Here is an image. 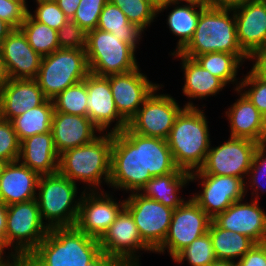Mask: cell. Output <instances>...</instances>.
<instances>
[{
	"label": "cell",
	"mask_w": 266,
	"mask_h": 266,
	"mask_svg": "<svg viewBox=\"0 0 266 266\" xmlns=\"http://www.w3.org/2000/svg\"><path fill=\"white\" fill-rule=\"evenodd\" d=\"M39 177L19 160L9 162L0 176V200L8 206L36 199Z\"/></svg>",
	"instance_id": "obj_25"
},
{
	"label": "cell",
	"mask_w": 266,
	"mask_h": 266,
	"mask_svg": "<svg viewBox=\"0 0 266 266\" xmlns=\"http://www.w3.org/2000/svg\"><path fill=\"white\" fill-rule=\"evenodd\" d=\"M97 132L99 135H96ZM51 133L60 155L68 149L91 143L102 131L88 117L54 112Z\"/></svg>",
	"instance_id": "obj_22"
},
{
	"label": "cell",
	"mask_w": 266,
	"mask_h": 266,
	"mask_svg": "<svg viewBox=\"0 0 266 266\" xmlns=\"http://www.w3.org/2000/svg\"><path fill=\"white\" fill-rule=\"evenodd\" d=\"M10 79L5 61L0 52V88Z\"/></svg>",
	"instance_id": "obj_52"
},
{
	"label": "cell",
	"mask_w": 266,
	"mask_h": 266,
	"mask_svg": "<svg viewBox=\"0 0 266 266\" xmlns=\"http://www.w3.org/2000/svg\"><path fill=\"white\" fill-rule=\"evenodd\" d=\"M142 240L155 252L164 242L174 209L164 206L140 192H132L125 199Z\"/></svg>",
	"instance_id": "obj_11"
},
{
	"label": "cell",
	"mask_w": 266,
	"mask_h": 266,
	"mask_svg": "<svg viewBox=\"0 0 266 266\" xmlns=\"http://www.w3.org/2000/svg\"><path fill=\"white\" fill-rule=\"evenodd\" d=\"M36 3V10L33 11L35 14L28 9L36 21L56 30L67 22L68 18L55 1H36Z\"/></svg>",
	"instance_id": "obj_43"
},
{
	"label": "cell",
	"mask_w": 266,
	"mask_h": 266,
	"mask_svg": "<svg viewBox=\"0 0 266 266\" xmlns=\"http://www.w3.org/2000/svg\"><path fill=\"white\" fill-rule=\"evenodd\" d=\"M209 266H237V261L216 259Z\"/></svg>",
	"instance_id": "obj_54"
},
{
	"label": "cell",
	"mask_w": 266,
	"mask_h": 266,
	"mask_svg": "<svg viewBox=\"0 0 266 266\" xmlns=\"http://www.w3.org/2000/svg\"><path fill=\"white\" fill-rule=\"evenodd\" d=\"M162 84L146 99L138 112L129 120L127 128L147 137L167 139L176 117L185 107H197L193 102L179 106L170 94H158Z\"/></svg>",
	"instance_id": "obj_10"
},
{
	"label": "cell",
	"mask_w": 266,
	"mask_h": 266,
	"mask_svg": "<svg viewBox=\"0 0 266 266\" xmlns=\"http://www.w3.org/2000/svg\"><path fill=\"white\" fill-rule=\"evenodd\" d=\"M234 202L224 212L212 220L221 228L250 238L255 244L266 242V213L260 207L259 200Z\"/></svg>",
	"instance_id": "obj_19"
},
{
	"label": "cell",
	"mask_w": 266,
	"mask_h": 266,
	"mask_svg": "<svg viewBox=\"0 0 266 266\" xmlns=\"http://www.w3.org/2000/svg\"><path fill=\"white\" fill-rule=\"evenodd\" d=\"M212 52L246 54L237 40L234 10L204 6L192 39L179 53L194 59Z\"/></svg>",
	"instance_id": "obj_4"
},
{
	"label": "cell",
	"mask_w": 266,
	"mask_h": 266,
	"mask_svg": "<svg viewBox=\"0 0 266 266\" xmlns=\"http://www.w3.org/2000/svg\"><path fill=\"white\" fill-rule=\"evenodd\" d=\"M49 230L36 199L7 206L5 249L11 247L10 254L29 255Z\"/></svg>",
	"instance_id": "obj_9"
},
{
	"label": "cell",
	"mask_w": 266,
	"mask_h": 266,
	"mask_svg": "<svg viewBox=\"0 0 266 266\" xmlns=\"http://www.w3.org/2000/svg\"><path fill=\"white\" fill-rule=\"evenodd\" d=\"M204 69L208 70L212 75L221 79L226 85L235 84L234 91L239 89L240 82L236 78L238 69L245 60L248 59L247 54H229L225 52H212L198 55L194 58Z\"/></svg>",
	"instance_id": "obj_32"
},
{
	"label": "cell",
	"mask_w": 266,
	"mask_h": 266,
	"mask_svg": "<svg viewBox=\"0 0 266 266\" xmlns=\"http://www.w3.org/2000/svg\"><path fill=\"white\" fill-rule=\"evenodd\" d=\"M27 6V0H0V19L18 29L28 12Z\"/></svg>",
	"instance_id": "obj_45"
},
{
	"label": "cell",
	"mask_w": 266,
	"mask_h": 266,
	"mask_svg": "<svg viewBox=\"0 0 266 266\" xmlns=\"http://www.w3.org/2000/svg\"><path fill=\"white\" fill-rule=\"evenodd\" d=\"M4 251H6V250L3 248L2 244L0 243V260L4 259V257H6L4 254L6 252H4Z\"/></svg>",
	"instance_id": "obj_58"
},
{
	"label": "cell",
	"mask_w": 266,
	"mask_h": 266,
	"mask_svg": "<svg viewBox=\"0 0 266 266\" xmlns=\"http://www.w3.org/2000/svg\"><path fill=\"white\" fill-rule=\"evenodd\" d=\"M99 240L73 227H54L29 254L40 266H87L100 253Z\"/></svg>",
	"instance_id": "obj_3"
},
{
	"label": "cell",
	"mask_w": 266,
	"mask_h": 266,
	"mask_svg": "<svg viewBox=\"0 0 266 266\" xmlns=\"http://www.w3.org/2000/svg\"><path fill=\"white\" fill-rule=\"evenodd\" d=\"M208 233L217 259L238 261L255 244L245 235L219 227L213 220Z\"/></svg>",
	"instance_id": "obj_31"
},
{
	"label": "cell",
	"mask_w": 266,
	"mask_h": 266,
	"mask_svg": "<svg viewBox=\"0 0 266 266\" xmlns=\"http://www.w3.org/2000/svg\"><path fill=\"white\" fill-rule=\"evenodd\" d=\"M142 160L144 186L152 177L167 175L177 169L169 145L162 138L142 136Z\"/></svg>",
	"instance_id": "obj_30"
},
{
	"label": "cell",
	"mask_w": 266,
	"mask_h": 266,
	"mask_svg": "<svg viewBox=\"0 0 266 266\" xmlns=\"http://www.w3.org/2000/svg\"><path fill=\"white\" fill-rule=\"evenodd\" d=\"M20 143L12 122L0 118V159L17 161L20 156Z\"/></svg>",
	"instance_id": "obj_42"
},
{
	"label": "cell",
	"mask_w": 266,
	"mask_h": 266,
	"mask_svg": "<svg viewBox=\"0 0 266 266\" xmlns=\"http://www.w3.org/2000/svg\"><path fill=\"white\" fill-rule=\"evenodd\" d=\"M14 30V28L0 19V44L7 38V36Z\"/></svg>",
	"instance_id": "obj_53"
},
{
	"label": "cell",
	"mask_w": 266,
	"mask_h": 266,
	"mask_svg": "<svg viewBox=\"0 0 266 266\" xmlns=\"http://www.w3.org/2000/svg\"><path fill=\"white\" fill-rule=\"evenodd\" d=\"M87 266H124L118 259L101 252L94 260Z\"/></svg>",
	"instance_id": "obj_50"
},
{
	"label": "cell",
	"mask_w": 266,
	"mask_h": 266,
	"mask_svg": "<svg viewBox=\"0 0 266 266\" xmlns=\"http://www.w3.org/2000/svg\"><path fill=\"white\" fill-rule=\"evenodd\" d=\"M20 29L26 36L29 45L42 57L60 49L57 30L36 21L27 12Z\"/></svg>",
	"instance_id": "obj_35"
},
{
	"label": "cell",
	"mask_w": 266,
	"mask_h": 266,
	"mask_svg": "<svg viewBox=\"0 0 266 266\" xmlns=\"http://www.w3.org/2000/svg\"><path fill=\"white\" fill-rule=\"evenodd\" d=\"M46 99L35 79H9L0 88V118L12 121Z\"/></svg>",
	"instance_id": "obj_21"
},
{
	"label": "cell",
	"mask_w": 266,
	"mask_h": 266,
	"mask_svg": "<svg viewBox=\"0 0 266 266\" xmlns=\"http://www.w3.org/2000/svg\"><path fill=\"white\" fill-rule=\"evenodd\" d=\"M99 244L102 252L118 259L124 266H141L139 251L154 253L142 240L133 217L125 207L99 239Z\"/></svg>",
	"instance_id": "obj_14"
},
{
	"label": "cell",
	"mask_w": 266,
	"mask_h": 266,
	"mask_svg": "<svg viewBox=\"0 0 266 266\" xmlns=\"http://www.w3.org/2000/svg\"><path fill=\"white\" fill-rule=\"evenodd\" d=\"M254 0H202L206 7L235 10Z\"/></svg>",
	"instance_id": "obj_48"
},
{
	"label": "cell",
	"mask_w": 266,
	"mask_h": 266,
	"mask_svg": "<svg viewBox=\"0 0 266 266\" xmlns=\"http://www.w3.org/2000/svg\"><path fill=\"white\" fill-rule=\"evenodd\" d=\"M182 2H186L184 3L185 5ZM173 5L174 7L172 11L168 13L169 15H167L166 21L173 35L179 37L176 50L171 52L176 53L180 52L192 39L198 24L201 9L205 5L199 0H185L160 7L157 9V15Z\"/></svg>",
	"instance_id": "obj_28"
},
{
	"label": "cell",
	"mask_w": 266,
	"mask_h": 266,
	"mask_svg": "<svg viewBox=\"0 0 266 266\" xmlns=\"http://www.w3.org/2000/svg\"><path fill=\"white\" fill-rule=\"evenodd\" d=\"M59 47L61 49H85L87 32L73 20L67 22L57 30Z\"/></svg>",
	"instance_id": "obj_44"
},
{
	"label": "cell",
	"mask_w": 266,
	"mask_h": 266,
	"mask_svg": "<svg viewBox=\"0 0 266 266\" xmlns=\"http://www.w3.org/2000/svg\"><path fill=\"white\" fill-rule=\"evenodd\" d=\"M248 60L253 61L250 71L258 78L266 80V45L254 50Z\"/></svg>",
	"instance_id": "obj_47"
},
{
	"label": "cell",
	"mask_w": 266,
	"mask_h": 266,
	"mask_svg": "<svg viewBox=\"0 0 266 266\" xmlns=\"http://www.w3.org/2000/svg\"><path fill=\"white\" fill-rule=\"evenodd\" d=\"M112 145L113 133L108 132L101 133L89 144L62 152L58 173L74 183L87 184L84 191H102L103 181L109 186Z\"/></svg>",
	"instance_id": "obj_1"
},
{
	"label": "cell",
	"mask_w": 266,
	"mask_h": 266,
	"mask_svg": "<svg viewBox=\"0 0 266 266\" xmlns=\"http://www.w3.org/2000/svg\"><path fill=\"white\" fill-rule=\"evenodd\" d=\"M77 189V183L59 173L40 175L36 200L41 219L46 221L49 229L75 226L81 195L84 192L82 191L78 198Z\"/></svg>",
	"instance_id": "obj_5"
},
{
	"label": "cell",
	"mask_w": 266,
	"mask_h": 266,
	"mask_svg": "<svg viewBox=\"0 0 266 266\" xmlns=\"http://www.w3.org/2000/svg\"><path fill=\"white\" fill-rule=\"evenodd\" d=\"M140 192L144 187L142 135L127 127L113 133L109 188Z\"/></svg>",
	"instance_id": "obj_8"
},
{
	"label": "cell",
	"mask_w": 266,
	"mask_h": 266,
	"mask_svg": "<svg viewBox=\"0 0 266 266\" xmlns=\"http://www.w3.org/2000/svg\"><path fill=\"white\" fill-rule=\"evenodd\" d=\"M216 259L212 240L207 232L183 249L173 261L177 264L187 261L190 266H209Z\"/></svg>",
	"instance_id": "obj_38"
},
{
	"label": "cell",
	"mask_w": 266,
	"mask_h": 266,
	"mask_svg": "<svg viewBox=\"0 0 266 266\" xmlns=\"http://www.w3.org/2000/svg\"><path fill=\"white\" fill-rule=\"evenodd\" d=\"M24 266H40L30 255L23 257Z\"/></svg>",
	"instance_id": "obj_56"
},
{
	"label": "cell",
	"mask_w": 266,
	"mask_h": 266,
	"mask_svg": "<svg viewBox=\"0 0 266 266\" xmlns=\"http://www.w3.org/2000/svg\"><path fill=\"white\" fill-rule=\"evenodd\" d=\"M189 182H191L190 173L177 168L170 174L152 177L140 193L164 206L176 209L186 201L178 195Z\"/></svg>",
	"instance_id": "obj_29"
},
{
	"label": "cell",
	"mask_w": 266,
	"mask_h": 266,
	"mask_svg": "<svg viewBox=\"0 0 266 266\" xmlns=\"http://www.w3.org/2000/svg\"><path fill=\"white\" fill-rule=\"evenodd\" d=\"M108 0H81L73 21L87 33L97 28L99 16Z\"/></svg>",
	"instance_id": "obj_40"
},
{
	"label": "cell",
	"mask_w": 266,
	"mask_h": 266,
	"mask_svg": "<svg viewBox=\"0 0 266 266\" xmlns=\"http://www.w3.org/2000/svg\"><path fill=\"white\" fill-rule=\"evenodd\" d=\"M239 89L249 98L259 112L266 116V80L256 77L249 71L247 75L241 79Z\"/></svg>",
	"instance_id": "obj_41"
},
{
	"label": "cell",
	"mask_w": 266,
	"mask_h": 266,
	"mask_svg": "<svg viewBox=\"0 0 266 266\" xmlns=\"http://www.w3.org/2000/svg\"><path fill=\"white\" fill-rule=\"evenodd\" d=\"M87 97L88 93L84 81L67 87L52 99L54 112L87 117Z\"/></svg>",
	"instance_id": "obj_36"
},
{
	"label": "cell",
	"mask_w": 266,
	"mask_h": 266,
	"mask_svg": "<svg viewBox=\"0 0 266 266\" xmlns=\"http://www.w3.org/2000/svg\"><path fill=\"white\" fill-rule=\"evenodd\" d=\"M178 208L174 209L168 234L155 253L165 254L174 259L195 239L206 234L212 219L189 196Z\"/></svg>",
	"instance_id": "obj_12"
},
{
	"label": "cell",
	"mask_w": 266,
	"mask_h": 266,
	"mask_svg": "<svg viewBox=\"0 0 266 266\" xmlns=\"http://www.w3.org/2000/svg\"><path fill=\"white\" fill-rule=\"evenodd\" d=\"M247 178L246 180H248L247 182H249V185L245 182V194H247L248 191L247 187L252 188V199L254 200L255 198V200L258 201V190H261V194L266 191V143L258 144L256 147Z\"/></svg>",
	"instance_id": "obj_39"
},
{
	"label": "cell",
	"mask_w": 266,
	"mask_h": 266,
	"mask_svg": "<svg viewBox=\"0 0 266 266\" xmlns=\"http://www.w3.org/2000/svg\"><path fill=\"white\" fill-rule=\"evenodd\" d=\"M97 29L111 32L120 40L131 44L137 49L143 31L135 24L128 21L125 14L118 6L108 1L100 13Z\"/></svg>",
	"instance_id": "obj_33"
},
{
	"label": "cell",
	"mask_w": 266,
	"mask_h": 266,
	"mask_svg": "<svg viewBox=\"0 0 266 266\" xmlns=\"http://www.w3.org/2000/svg\"><path fill=\"white\" fill-rule=\"evenodd\" d=\"M108 80L116 108L127 122L160 86L150 81L139 67L128 73L110 75Z\"/></svg>",
	"instance_id": "obj_18"
},
{
	"label": "cell",
	"mask_w": 266,
	"mask_h": 266,
	"mask_svg": "<svg viewBox=\"0 0 266 266\" xmlns=\"http://www.w3.org/2000/svg\"><path fill=\"white\" fill-rule=\"evenodd\" d=\"M54 104L51 99H46L41 105L34 107L11 122L19 141L33 136L51 132Z\"/></svg>",
	"instance_id": "obj_34"
},
{
	"label": "cell",
	"mask_w": 266,
	"mask_h": 266,
	"mask_svg": "<svg viewBox=\"0 0 266 266\" xmlns=\"http://www.w3.org/2000/svg\"><path fill=\"white\" fill-rule=\"evenodd\" d=\"M8 163L9 162L6 161L5 159H0V176L3 174V171Z\"/></svg>",
	"instance_id": "obj_57"
},
{
	"label": "cell",
	"mask_w": 266,
	"mask_h": 266,
	"mask_svg": "<svg viewBox=\"0 0 266 266\" xmlns=\"http://www.w3.org/2000/svg\"><path fill=\"white\" fill-rule=\"evenodd\" d=\"M85 52L90 72L99 76L124 74L139 67L131 44L97 28L87 33Z\"/></svg>",
	"instance_id": "obj_7"
},
{
	"label": "cell",
	"mask_w": 266,
	"mask_h": 266,
	"mask_svg": "<svg viewBox=\"0 0 266 266\" xmlns=\"http://www.w3.org/2000/svg\"><path fill=\"white\" fill-rule=\"evenodd\" d=\"M118 6L125 14L128 21L135 24L143 32L154 22L157 16V9L151 0H108Z\"/></svg>",
	"instance_id": "obj_37"
},
{
	"label": "cell",
	"mask_w": 266,
	"mask_h": 266,
	"mask_svg": "<svg viewBox=\"0 0 266 266\" xmlns=\"http://www.w3.org/2000/svg\"><path fill=\"white\" fill-rule=\"evenodd\" d=\"M35 1H55V0H35Z\"/></svg>",
	"instance_id": "obj_59"
},
{
	"label": "cell",
	"mask_w": 266,
	"mask_h": 266,
	"mask_svg": "<svg viewBox=\"0 0 266 266\" xmlns=\"http://www.w3.org/2000/svg\"><path fill=\"white\" fill-rule=\"evenodd\" d=\"M181 1H185V0H151V3L156 9H159L160 7L164 5L174 4L177 2H181Z\"/></svg>",
	"instance_id": "obj_55"
},
{
	"label": "cell",
	"mask_w": 266,
	"mask_h": 266,
	"mask_svg": "<svg viewBox=\"0 0 266 266\" xmlns=\"http://www.w3.org/2000/svg\"><path fill=\"white\" fill-rule=\"evenodd\" d=\"M90 73L85 49H57L43 56L35 78L47 99L55 98Z\"/></svg>",
	"instance_id": "obj_6"
},
{
	"label": "cell",
	"mask_w": 266,
	"mask_h": 266,
	"mask_svg": "<svg viewBox=\"0 0 266 266\" xmlns=\"http://www.w3.org/2000/svg\"><path fill=\"white\" fill-rule=\"evenodd\" d=\"M124 207L125 199L117 202L110 192L84 191L75 227L99 240Z\"/></svg>",
	"instance_id": "obj_16"
},
{
	"label": "cell",
	"mask_w": 266,
	"mask_h": 266,
	"mask_svg": "<svg viewBox=\"0 0 266 266\" xmlns=\"http://www.w3.org/2000/svg\"><path fill=\"white\" fill-rule=\"evenodd\" d=\"M84 82L88 93L87 117L102 133L123 131L128 122L116 108L108 76H99L90 72ZM115 121L113 128L108 130Z\"/></svg>",
	"instance_id": "obj_17"
},
{
	"label": "cell",
	"mask_w": 266,
	"mask_h": 266,
	"mask_svg": "<svg viewBox=\"0 0 266 266\" xmlns=\"http://www.w3.org/2000/svg\"><path fill=\"white\" fill-rule=\"evenodd\" d=\"M0 52L10 79H35L42 56L28 43L20 28L14 29L0 44Z\"/></svg>",
	"instance_id": "obj_20"
},
{
	"label": "cell",
	"mask_w": 266,
	"mask_h": 266,
	"mask_svg": "<svg viewBox=\"0 0 266 266\" xmlns=\"http://www.w3.org/2000/svg\"><path fill=\"white\" fill-rule=\"evenodd\" d=\"M7 205L0 200V243L5 249Z\"/></svg>",
	"instance_id": "obj_51"
},
{
	"label": "cell",
	"mask_w": 266,
	"mask_h": 266,
	"mask_svg": "<svg viewBox=\"0 0 266 266\" xmlns=\"http://www.w3.org/2000/svg\"><path fill=\"white\" fill-rule=\"evenodd\" d=\"M237 266H266V242L254 246L237 261Z\"/></svg>",
	"instance_id": "obj_46"
},
{
	"label": "cell",
	"mask_w": 266,
	"mask_h": 266,
	"mask_svg": "<svg viewBox=\"0 0 266 266\" xmlns=\"http://www.w3.org/2000/svg\"><path fill=\"white\" fill-rule=\"evenodd\" d=\"M81 0H55L69 20H72Z\"/></svg>",
	"instance_id": "obj_49"
},
{
	"label": "cell",
	"mask_w": 266,
	"mask_h": 266,
	"mask_svg": "<svg viewBox=\"0 0 266 266\" xmlns=\"http://www.w3.org/2000/svg\"><path fill=\"white\" fill-rule=\"evenodd\" d=\"M18 160L39 175L58 173L59 154L52 133L35 134L22 140Z\"/></svg>",
	"instance_id": "obj_26"
},
{
	"label": "cell",
	"mask_w": 266,
	"mask_h": 266,
	"mask_svg": "<svg viewBox=\"0 0 266 266\" xmlns=\"http://www.w3.org/2000/svg\"><path fill=\"white\" fill-rule=\"evenodd\" d=\"M174 58H179L184 72V85L182 93L189 100L206 99L208 96L219 94L226 84L208 70L204 69L195 59L188 58L179 52L171 53Z\"/></svg>",
	"instance_id": "obj_27"
},
{
	"label": "cell",
	"mask_w": 266,
	"mask_h": 266,
	"mask_svg": "<svg viewBox=\"0 0 266 266\" xmlns=\"http://www.w3.org/2000/svg\"><path fill=\"white\" fill-rule=\"evenodd\" d=\"M258 144L250 139L229 137L221 145L209 148L199 170L208 175L235 176L245 180Z\"/></svg>",
	"instance_id": "obj_15"
},
{
	"label": "cell",
	"mask_w": 266,
	"mask_h": 266,
	"mask_svg": "<svg viewBox=\"0 0 266 266\" xmlns=\"http://www.w3.org/2000/svg\"><path fill=\"white\" fill-rule=\"evenodd\" d=\"M235 91L240 97L225 111L230 123V137L250 139L259 144L266 143L265 116L240 89Z\"/></svg>",
	"instance_id": "obj_24"
},
{
	"label": "cell",
	"mask_w": 266,
	"mask_h": 266,
	"mask_svg": "<svg viewBox=\"0 0 266 266\" xmlns=\"http://www.w3.org/2000/svg\"><path fill=\"white\" fill-rule=\"evenodd\" d=\"M201 181L202 191L194 193L191 198L213 219L224 212L234 202L245 199V182L235 176L208 175L197 170L190 173V181Z\"/></svg>",
	"instance_id": "obj_13"
},
{
	"label": "cell",
	"mask_w": 266,
	"mask_h": 266,
	"mask_svg": "<svg viewBox=\"0 0 266 266\" xmlns=\"http://www.w3.org/2000/svg\"><path fill=\"white\" fill-rule=\"evenodd\" d=\"M237 40L249 56L266 45V0H254L234 10Z\"/></svg>",
	"instance_id": "obj_23"
},
{
	"label": "cell",
	"mask_w": 266,
	"mask_h": 266,
	"mask_svg": "<svg viewBox=\"0 0 266 266\" xmlns=\"http://www.w3.org/2000/svg\"><path fill=\"white\" fill-rule=\"evenodd\" d=\"M207 117L199 107H185L176 117L166 139L178 169L199 170L211 147Z\"/></svg>",
	"instance_id": "obj_2"
}]
</instances>
